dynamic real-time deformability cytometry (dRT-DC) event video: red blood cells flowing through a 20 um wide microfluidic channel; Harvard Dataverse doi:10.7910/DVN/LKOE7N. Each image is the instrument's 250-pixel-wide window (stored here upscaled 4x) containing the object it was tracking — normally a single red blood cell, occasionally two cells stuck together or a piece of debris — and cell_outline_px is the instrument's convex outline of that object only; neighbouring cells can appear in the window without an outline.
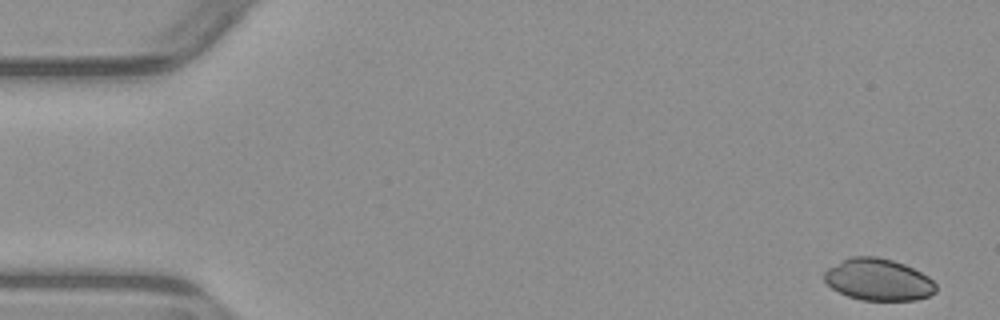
{"species": "common noctule bat (a hibernating species)", "species_latin": "Nyctalus noctula", "temperature_condition": "warm", "stored_images_in_passage": 4, "camera_frame_rate_fps": 3000, "um_per_image_px": 0.085, "animal": {"sex": "male", "body_mass_g": 23.1, "forearm_length_mm": 52.7}, "frame": {"image": 1, "passage_image": 1, "time_ms": 0.0, "image_size_px": [1000, 320], "cell_outline_px": [[936, 292], [928, 296], [916, 300], [860, 300], [848, 296], [832, 288], [824, 280], [824, 272], [828, 268], [852, 256], [876, 256], [892, 260], [904, 264], [928, 276], [936, 284]], "centroid_in_image_um": [74.67, 23.77], "position_along_channel_um": 10.3, "area_um2": 27.05}}